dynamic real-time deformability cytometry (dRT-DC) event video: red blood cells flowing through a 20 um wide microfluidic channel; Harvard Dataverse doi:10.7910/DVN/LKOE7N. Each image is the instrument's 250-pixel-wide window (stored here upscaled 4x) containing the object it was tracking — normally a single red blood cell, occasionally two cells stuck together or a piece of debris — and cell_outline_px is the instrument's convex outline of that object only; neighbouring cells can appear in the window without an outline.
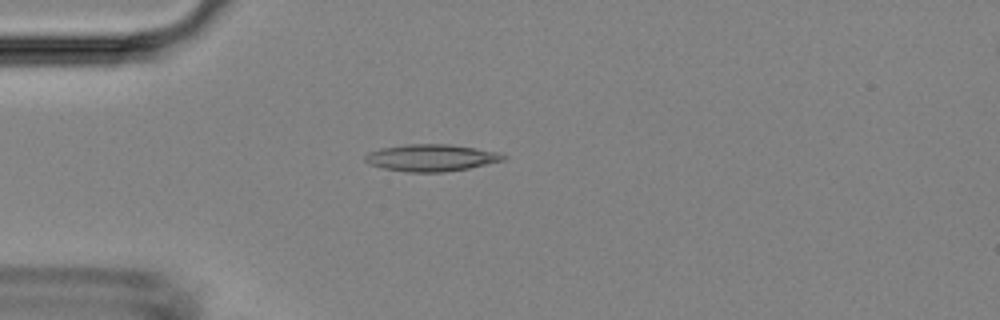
{"species": "Egyptian fruit bat (a non-hibernating species)", "species_latin": "Rousettus aegyptiacus", "temperature_condition": "room temperature", "stored_images_in_passage": 4, "camera_frame_rate_fps": 3000, "um_per_image_px": 0.085, "animal": {"sex": "female"}, "frame": {"image": 1, "passage_image": 4, "time_ms": 4.333, "image_size_px": [1000, 320], "cell_outline_px": [[508, 156], [504, 160], [468, 168], [444, 172], [408, 172], [384, 168], [368, 164], [364, 160], [364, 156], [368, 152], [380, 148], [408, 144], [448, 144], [476, 148], [500, 152]], "centroid_in_image_um": [36.65, 13.4], "position_along_channel_um": 48.3, "area_um2": 21.73}}